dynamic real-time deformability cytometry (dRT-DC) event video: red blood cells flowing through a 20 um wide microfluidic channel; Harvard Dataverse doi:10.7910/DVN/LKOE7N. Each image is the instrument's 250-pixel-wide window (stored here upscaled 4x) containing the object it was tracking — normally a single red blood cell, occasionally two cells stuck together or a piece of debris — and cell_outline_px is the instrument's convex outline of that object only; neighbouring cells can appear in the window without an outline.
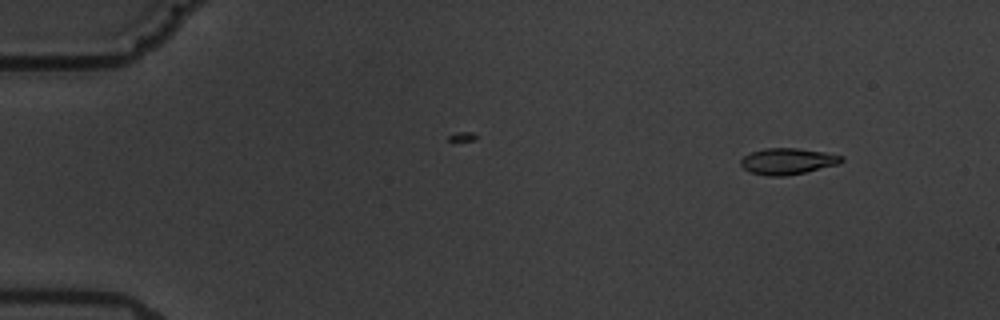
{"species": "common noctule bat (a hibernating species)", "species_latin": "Nyctalus noctula", "temperature_condition": "warm", "stored_images_in_passage": 4, "camera_frame_rate_fps": 3000, "um_per_image_px": 0.085, "animal": {"sex": "male", "body_mass_g": 19.5, "forearm_length_mm": 54.6}, "frame": {"image": 1, "passage_image": 1, "time_ms": 0.0, "image_size_px": [1000, 320], "cell_outline_px": [[844, 160], [840, 164], [804, 172], [784, 176], [768, 176], [748, 172], [740, 164], [740, 160], [744, 156], [752, 152], [764, 148], [796, 148], [824, 152], [844, 156]], "centroid_in_image_um": [66.95, 13.71], "position_along_channel_um": 18.1, "area_um2": 15.43}}
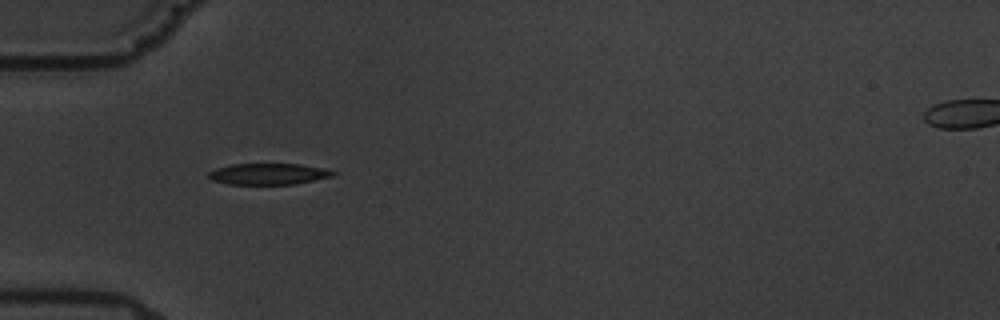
{"frame": {"image": 2, "passage_image": 4, "time_ms": 4.333, "image_size_px": [1000, 320], "cell_outline_px": [[336, 172], [332, 176], [296, 184], [228, 184], [212, 180], [208, 176], [208, 172], [216, 168], [232, 164], [300, 164], [320, 168]], "centroid_in_image_um": [22.77, 14.79], "position_along_channel_um": 62.2, "area_um2": 15.2}}